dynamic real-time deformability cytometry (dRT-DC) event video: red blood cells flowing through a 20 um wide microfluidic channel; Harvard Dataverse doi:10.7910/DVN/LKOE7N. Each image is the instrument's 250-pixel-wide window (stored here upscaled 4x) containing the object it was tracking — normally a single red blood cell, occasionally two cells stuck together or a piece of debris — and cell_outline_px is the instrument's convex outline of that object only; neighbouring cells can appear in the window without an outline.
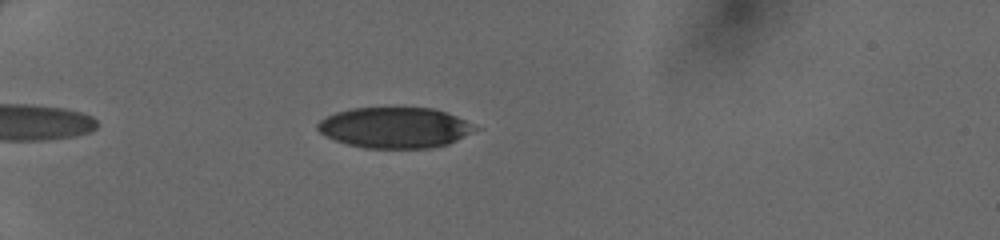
{"species": "human", "species_latin": "Homo sapiens", "temperature_condition": "cold", "stored_images_in_passage": 39, "camera_frame_rate_fps": 3000, "um_per_image_px": 0.085, "donor": {"sex": "female"}, "frame": {"image": 1, "passage_image": 6, "time_ms": 1.667, "image_size_px": [1000, 240], "cell_outline_px": [[484, 128], [448, 144], [432, 148], [364, 148], [348, 144], [324, 136], [316, 128], [316, 124], [320, 120], [336, 112], [352, 108], [432, 108], [456, 116]], "centroid_in_image_um": [33.61, 10.86], "position_along_channel_um": 51.4, "area_um2": 37.57}}
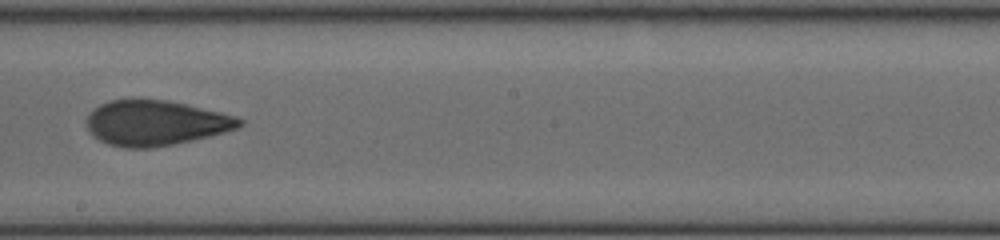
{"frame": {"image": 2, "passage_image": 21, "time_ms": 6.667, "image_size_px": [1000, 240], "cell_outline_px": [[244, 124], [236, 128], [224, 132], [192, 140], [152, 148], [124, 148], [108, 144], [92, 136], [88, 128], [88, 116], [100, 104], [108, 100], [132, 96], [140, 96], [168, 100], [220, 112], [236, 116], [244, 120]], "centroid_in_image_um": [13.2, 10.41], "position_along_channel_um": 235.0, "area_um2": 40.81}}
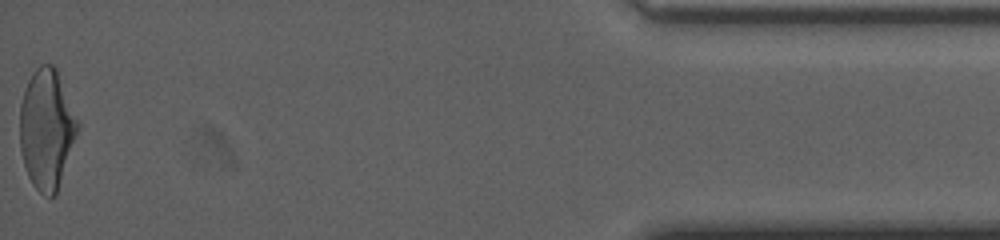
{"frame": {"image": 3, "passage_image": 39, "time_ms": 12.667, "image_size_px": [1000, 240], "cell_outline_px": [[80, 128], [56, 196], [44, 196], [32, 184], [28, 176], [24, 164], [20, 148], [20, 104], [24, 88], [32, 72], [40, 64], [52, 64], [56, 68], [80, 124]], "centroid_in_image_um": [3.98, 10.98], "position_along_channel_um": 431.2, "area_um2": 40.75}}